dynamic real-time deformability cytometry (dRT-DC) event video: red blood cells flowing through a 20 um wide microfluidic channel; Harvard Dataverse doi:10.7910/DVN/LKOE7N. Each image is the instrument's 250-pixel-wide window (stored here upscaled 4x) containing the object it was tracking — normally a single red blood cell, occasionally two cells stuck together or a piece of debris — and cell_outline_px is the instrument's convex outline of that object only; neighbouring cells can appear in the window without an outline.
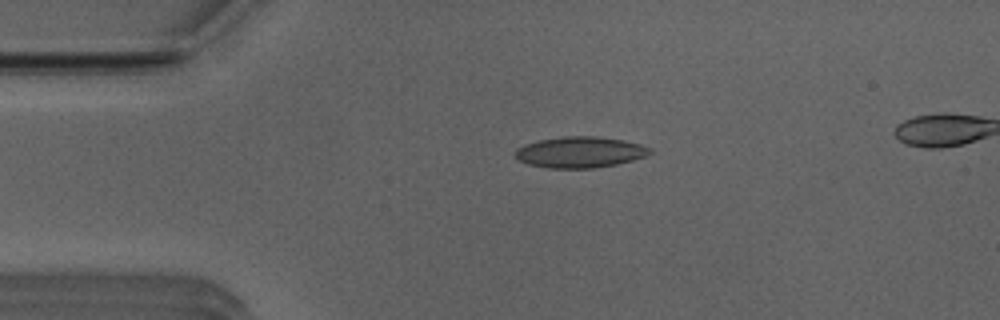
{"species": "Egyptian fruit bat (a non-hibernating species)", "species_latin": "Rousettus aegyptiacus", "temperature_condition": "room temperature", "stored_images_in_passage": 39, "camera_frame_rate_fps": 3000, "um_per_image_px": 0.085, "animal": {"sex": "male"}, "frame": {"image": 1, "passage_image": 1, "time_ms": 0.0, "image_size_px": [1000, 320], "cell_outline_px": [[652, 152], [644, 156], [632, 160], [616, 164], [592, 168], [548, 168], [528, 164], [520, 160], [516, 156], [516, 148], [524, 144], [540, 140], [564, 136], [592, 136], [620, 140], [640, 144], [652, 148]], "centroid_in_image_um": [49.28, 12.94], "position_along_channel_um": 35.7, "area_um2": 24.04}}
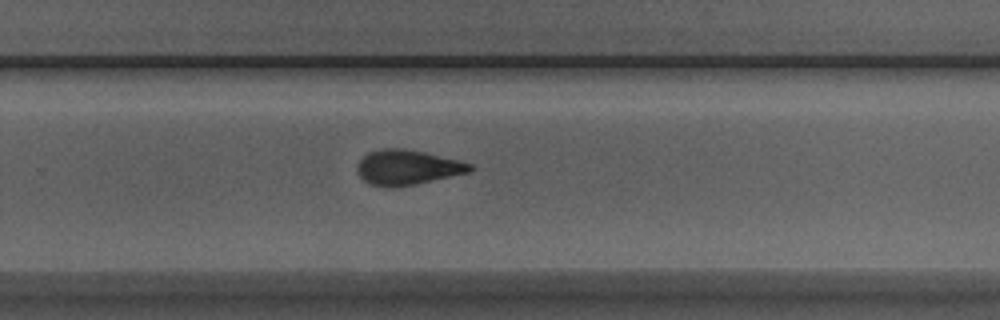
{"frame": {"image": 2, "passage_image": 23, "time_ms": 7.333, "image_size_px": [1000, 320], "cell_outline_px": [[476, 168], [472, 172], [416, 184], [396, 188], [388, 188], [368, 184], [360, 176], [356, 168], [360, 160], [368, 152], [380, 148], [400, 148], [424, 152], [472, 164]], "centroid_in_image_um": [34.63, 14.25], "position_along_channel_um": 295.2, "area_um2": 23.18}}
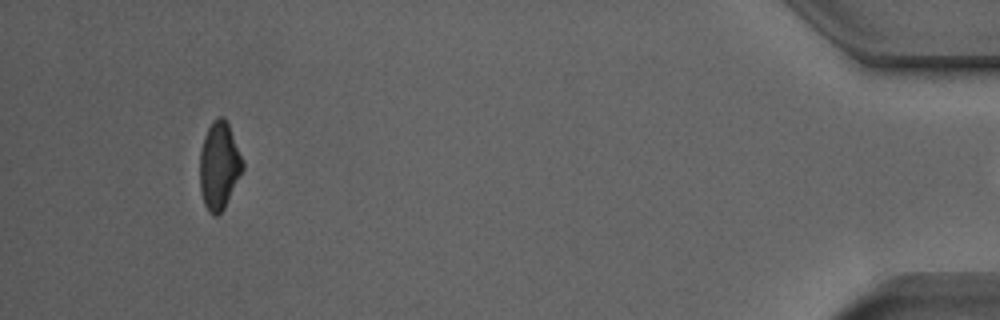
{"frame": {"image": 3, "passage_image": 38, "time_ms": 12.333, "image_size_px": [1000, 320], "cell_outline_px": [[244, 168], [224, 208], [216, 216], [212, 216], [208, 212], [204, 204], [200, 192], [200, 152], [204, 136], [212, 120], [220, 116], [224, 116], [228, 124], [244, 164]], "centroid_in_image_um": [18.61, 14.1], "position_along_channel_um": 416.6, "area_um2": 21.73}}